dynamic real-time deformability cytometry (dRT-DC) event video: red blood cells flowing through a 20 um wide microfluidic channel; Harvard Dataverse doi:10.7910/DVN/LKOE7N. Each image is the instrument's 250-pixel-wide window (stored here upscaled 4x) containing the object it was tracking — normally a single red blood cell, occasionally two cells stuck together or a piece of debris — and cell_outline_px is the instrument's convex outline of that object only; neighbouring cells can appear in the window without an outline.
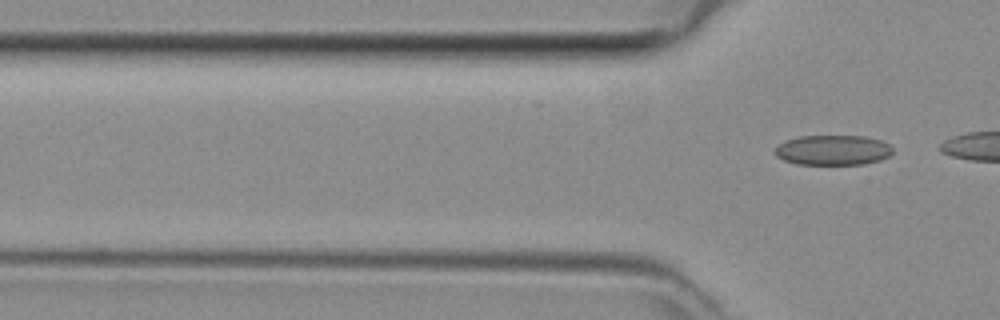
{"species": "common noctule bat (a hibernating species)", "species_latin": "Nyctalus noctula", "temperature_condition": "room temperature", "stored_images_in_passage": 4, "camera_frame_rate_fps": 3000, "um_per_image_px": 0.085, "animal": {"sex": "female", "body_mass_g": 29.2, "forearm_length_mm": 56.3}, "frame": {"image": 1, "passage_image": 4, "time_ms": 1.0, "image_size_px": [1000, 320], "cell_outline_px": [[892, 152], [888, 156], [880, 160], [864, 164], [796, 164], [784, 160], [776, 156], [772, 152], [780, 144], [788, 140], [800, 136], [864, 136], [880, 140], [888, 144], [892, 148]], "centroid_in_image_um": [70.79, 12.76], "position_along_channel_um": 55.0, "area_um2": 20.52}}